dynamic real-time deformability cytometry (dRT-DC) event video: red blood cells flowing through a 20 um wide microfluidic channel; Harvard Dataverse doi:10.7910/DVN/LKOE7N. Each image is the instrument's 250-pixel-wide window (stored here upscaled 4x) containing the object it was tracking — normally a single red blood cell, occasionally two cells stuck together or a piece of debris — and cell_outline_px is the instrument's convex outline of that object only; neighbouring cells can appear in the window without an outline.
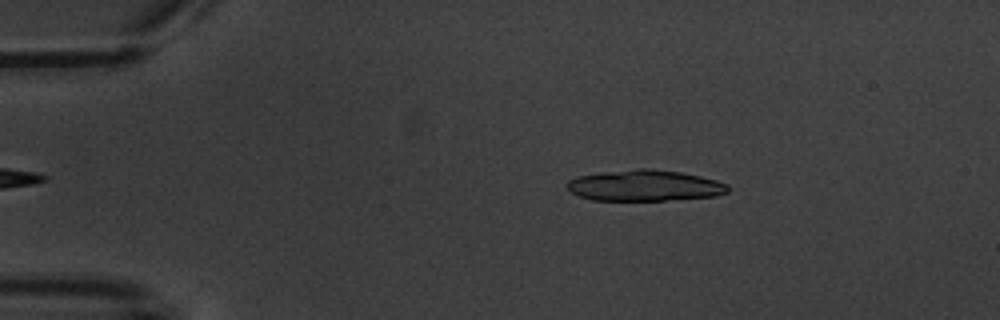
{"species": "common noctule bat (a hibernating species)", "species_latin": "Nyctalus noctula", "temperature_condition": "warm", "stored_images_in_passage": 3, "camera_frame_rate_fps": 3000, "um_per_image_px": 0.085, "animal": {"sex": "male", "body_mass_g": 20.1, "forearm_length_mm": 53.5}, "frame": {"image": 1, "passage_image": 1, "time_ms": 0.0, "image_size_px": [1000, 320], "cell_outline_px": [[728, 192], [716, 196], [664, 200], [592, 200], [580, 196], [572, 192], [568, 188], [568, 180], [576, 176], [604, 172], [640, 168], [648, 168], [680, 172], [700, 176], [716, 180], [728, 184]], "centroid_in_image_um": [54.81, 15.77], "position_along_channel_um": 30.2, "area_um2": 28.9}}
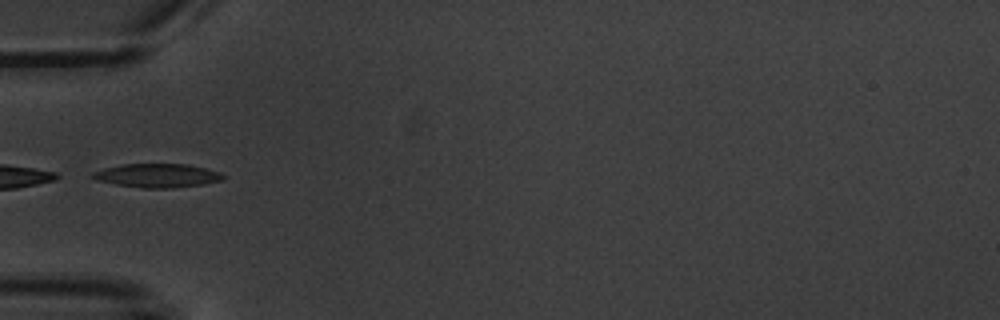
{"frame": {"image": 2, "passage_image": 3, "time_ms": 3.0, "image_size_px": [1000, 320], "cell_outline_px": [[224, 180], [204, 184], [172, 188], [144, 188], [116, 184], [96, 180], [88, 176], [92, 172], [104, 168], [120, 164], [188, 164], [220, 172], [224, 176]], "centroid_in_image_um": [13.34, 14.92], "position_along_channel_um": 71.7, "area_um2": 18.15}}